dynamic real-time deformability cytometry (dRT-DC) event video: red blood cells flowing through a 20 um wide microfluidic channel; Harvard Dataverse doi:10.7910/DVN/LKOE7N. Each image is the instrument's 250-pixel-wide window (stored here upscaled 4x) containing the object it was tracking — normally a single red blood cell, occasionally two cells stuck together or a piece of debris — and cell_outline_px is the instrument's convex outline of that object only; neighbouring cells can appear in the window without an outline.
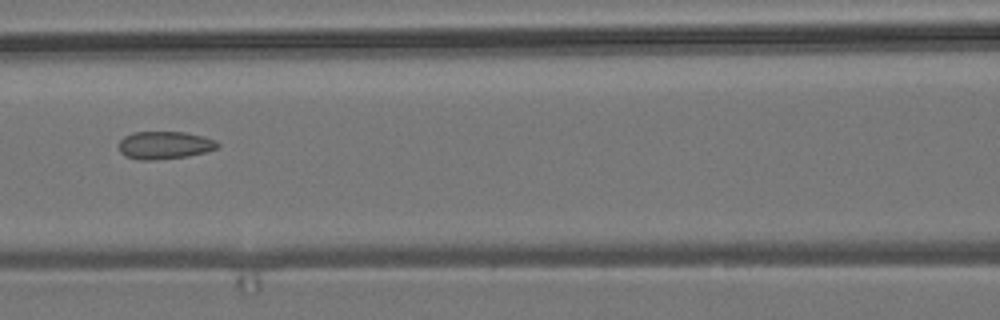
{"species": "common noctule bat (a hibernating species)", "species_latin": "Nyctalus noctula", "temperature_condition": "room temperature", "stored_images_in_passage": 7, "camera_frame_rate_fps": 3000, "um_per_image_px": 0.085, "animal": {"sex": "male", "body_mass_g": 19.2, "forearm_length_mm": 51.8}, "frame": {"image": 1, "passage_image": 5, "time_ms": 1.333, "image_size_px": [1000, 320], "cell_outline_px": [[220, 144], [216, 148], [208, 152], [188, 156], [152, 160], [140, 160], [124, 156], [120, 152], [120, 140], [124, 136], [132, 132], [184, 132], [204, 136], [216, 140]], "centroid_in_image_um": [14.01, 12.34], "position_along_channel_um": 152.6, "area_um2": 16.07}}
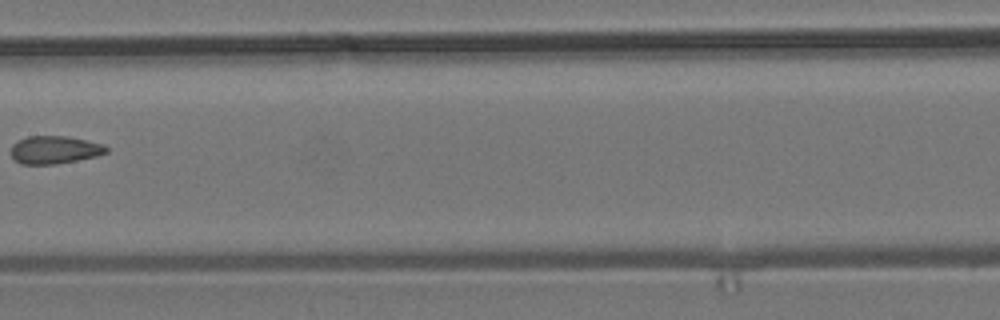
{"frame": {"image": 2, "passage_image": 6, "time_ms": 1.667, "image_size_px": [1000, 320], "cell_outline_px": [[108, 152], [96, 156], [56, 164], [20, 164], [12, 156], [12, 144], [16, 140], [28, 136], [68, 136], [104, 144], [108, 148]], "centroid_in_image_um": [4.64, 12.72], "position_along_channel_um": 202.8, "area_um2": 15.49}}
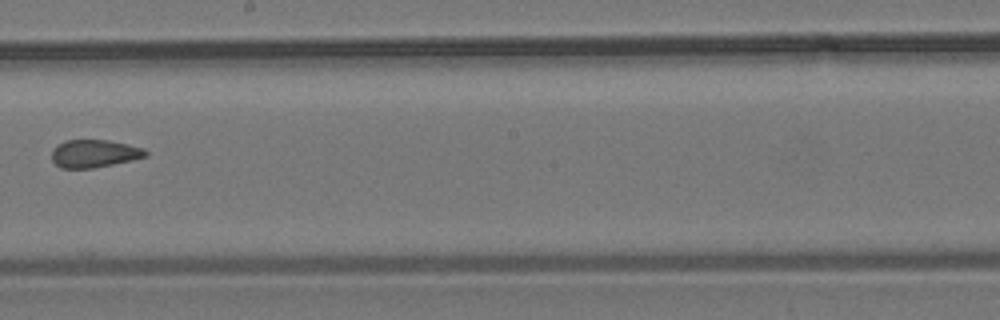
{"frame": {"image": 3, "passage_image": 7, "time_ms": 2.0, "image_size_px": [1000, 320], "cell_outline_px": [[148, 156], [132, 160], [92, 168], [60, 168], [52, 160], [52, 148], [64, 140], [108, 140], [128, 144], [144, 148], [148, 152]], "centroid_in_image_um": [8.01, 13.04], "position_along_channel_um": 240.2, "area_um2": 15.26}}